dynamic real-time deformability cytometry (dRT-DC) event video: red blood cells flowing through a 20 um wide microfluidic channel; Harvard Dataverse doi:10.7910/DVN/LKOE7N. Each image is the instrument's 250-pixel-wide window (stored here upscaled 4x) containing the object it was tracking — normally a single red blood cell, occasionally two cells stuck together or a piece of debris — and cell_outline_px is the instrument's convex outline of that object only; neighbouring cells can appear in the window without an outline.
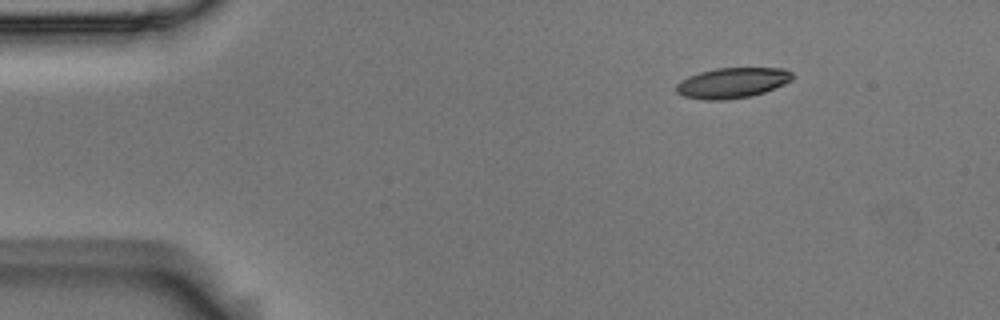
{"species": "Egyptian fruit bat (a non-hibernating species)", "species_latin": "Rousettus aegyptiacus", "temperature_condition": "room temperature", "stored_images_in_passage": 3, "camera_frame_rate_fps": 3000, "um_per_image_px": 0.085, "animal": {"sex": "male"}, "frame": {"image": 1, "passage_image": 3, "time_ms": 0.667, "image_size_px": [1000, 320], "cell_outline_px": [[796, 76], [792, 80], [784, 84], [764, 92], [752, 96], [724, 100], [704, 100], [684, 96], [676, 92], [676, 84], [680, 80], [688, 76], [700, 72], [716, 68], [784, 68], [792, 72]], "centroid_in_image_um": [62.26, 7.04], "position_along_channel_um": 22.7, "area_um2": 20.75}}